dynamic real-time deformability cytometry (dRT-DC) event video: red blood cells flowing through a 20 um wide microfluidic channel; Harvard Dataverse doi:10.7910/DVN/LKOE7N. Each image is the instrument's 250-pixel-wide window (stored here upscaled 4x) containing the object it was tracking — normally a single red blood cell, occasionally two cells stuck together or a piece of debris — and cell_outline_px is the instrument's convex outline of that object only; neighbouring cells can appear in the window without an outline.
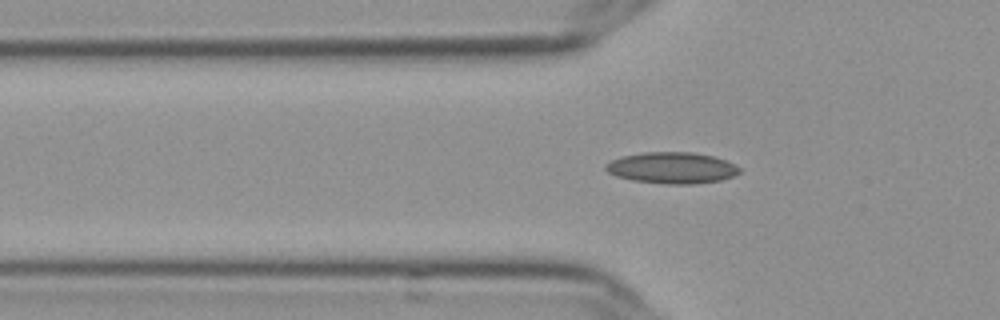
{"species": "Egyptian fruit bat (a non-hibernating species)", "species_latin": "Rousettus aegyptiacus", "temperature_condition": "cold", "stored_images_in_passage": 39, "camera_frame_rate_fps": 3000, "um_per_image_px": 0.085, "frame": {"image": 1, "passage_image": 2, "time_ms": 0.333, "image_size_px": [1000, 320], "cell_outline_px": [[740, 172], [732, 176], [720, 180], [696, 184], [668, 184], [632, 180], [616, 176], [608, 172], [604, 168], [604, 164], [612, 160], [624, 156], [644, 152], [692, 152], [712, 156], [724, 160], [740, 168]], "centroid_in_image_um": [57.08, 14.27], "position_along_channel_um": 68.7, "area_um2": 24.22}}
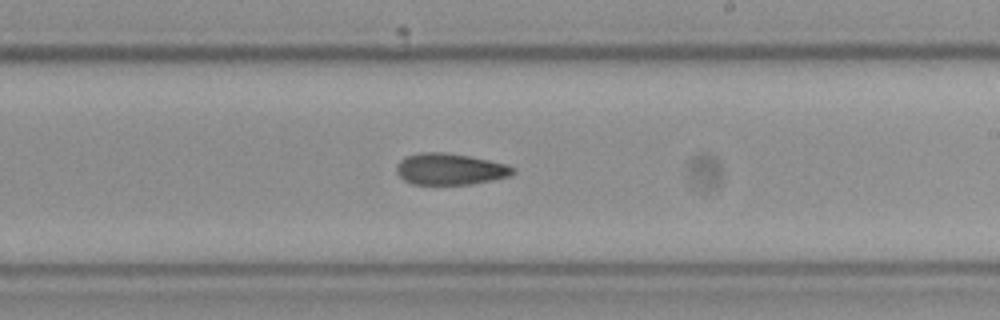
{"frame": {"image": 2, "passage_image": 17, "time_ms": 5.333, "image_size_px": [1000, 320], "cell_outline_px": [[516, 172], [508, 176], [492, 180], [472, 184], [412, 184], [404, 180], [396, 172], [396, 164], [404, 156], [420, 152], [444, 152], [468, 156], [488, 160], [504, 164], [516, 168]], "centroid_in_image_um": [38.21, 14.37], "position_along_channel_um": 250.8, "area_um2": 21.33}}
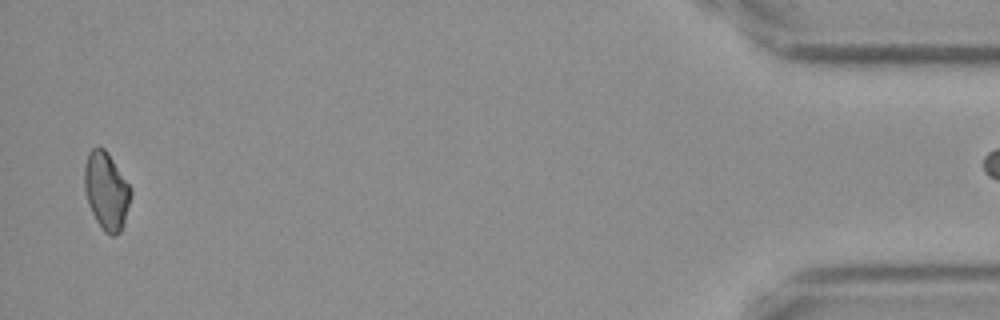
{"frame": {"image": 3, "passage_image": 38, "time_ms": 12.333, "image_size_px": [1000, 320], "cell_outline_px": [[132, 196], [124, 224], [120, 232], [116, 236], [112, 236], [104, 232], [96, 220], [88, 204], [84, 188], [84, 168], [88, 152], [92, 148], [100, 144], [108, 152], [132, 188]], "centroid_in_image_um": [9.05, 16.21], "position_along_channel_um": 426.1, "area_um2": 21.39}}